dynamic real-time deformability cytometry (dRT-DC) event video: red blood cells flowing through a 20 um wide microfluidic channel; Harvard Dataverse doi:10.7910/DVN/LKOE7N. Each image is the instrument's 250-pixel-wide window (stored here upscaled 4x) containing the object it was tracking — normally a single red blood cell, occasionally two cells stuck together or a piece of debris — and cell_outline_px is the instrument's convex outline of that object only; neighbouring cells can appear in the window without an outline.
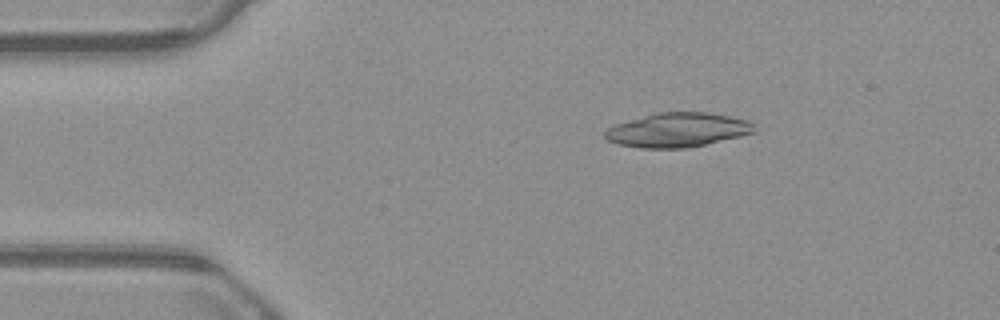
{"species": "common noctule bat (a hibernating species)", "species_latin": "Nyctalus noctula", "temperature_condition": "warm", "stored_images_in_passage": 53, "camera_frame_rate_fps": 3000, "um_per_image_px": 0.085, "animal": {"sex": "male", "body_mass_g": 23.1, "forearm_length_mm": 52.7}, "frame": {"image": 1, "passage_image": 9, "time_ms": 2.667, "image_size_px": [1000, 320], "cell_outline_px": [[756, 132], [740, 136], [688, 148], [640, 148], [616, 144], [608, 140], [604, 136], [604, 132], [608, 128], [616, 124], [656, 112], [708, 112], [732, 116], [752, 120]], "centroid_in_image_um": [57.63, 11.04], "position_along_channel_um": 27.4, "area_um2": 30.0}}